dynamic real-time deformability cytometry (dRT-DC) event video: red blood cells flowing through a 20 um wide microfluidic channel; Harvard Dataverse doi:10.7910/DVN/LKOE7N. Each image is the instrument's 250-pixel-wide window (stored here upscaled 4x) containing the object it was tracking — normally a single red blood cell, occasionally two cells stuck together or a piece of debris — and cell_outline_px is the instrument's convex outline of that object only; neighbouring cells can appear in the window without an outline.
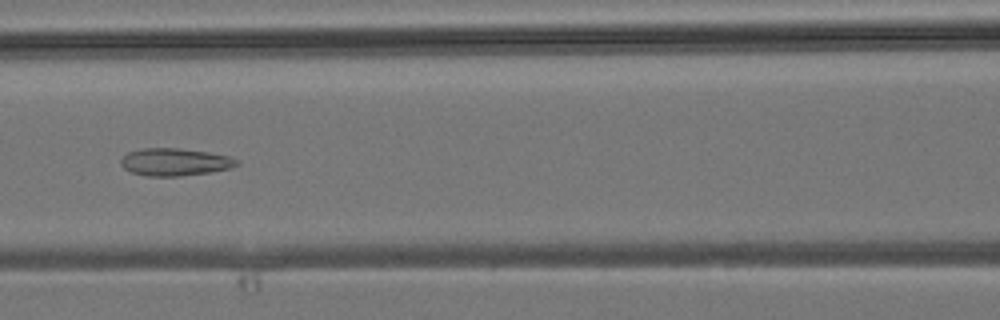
{"species": "common noctule bat (a hibernating species)", "species_latin": "Nyctalus noctula", "temperature_condition": "room temperature", "stored_images_in_passage": 42, "camera_frame_rate_fps": 3000, "um_per_image_px": 0.085, "animal": {"sex": "male", "body_mass_g": 19.2, "forearm_length_mm": 51.8}, "frame": {"image": 1, "passage_image": 18, "time_ms": 5.667, "image_size_px": [1000, 320], "cell_outline_px": [[240, 164], [228, 168], [212, 172], [180, 176], [148, 176], [132, 172], [124, 168], [120, 164], [120, 160], [128, 152], [144, 148], [180, 148], [208, 152], [228, 156], [240, 160]], "centroid_in_image_um": [14.88, 13.77], "position_along_channel_um": 151.7, "area_um2": 18.55}}
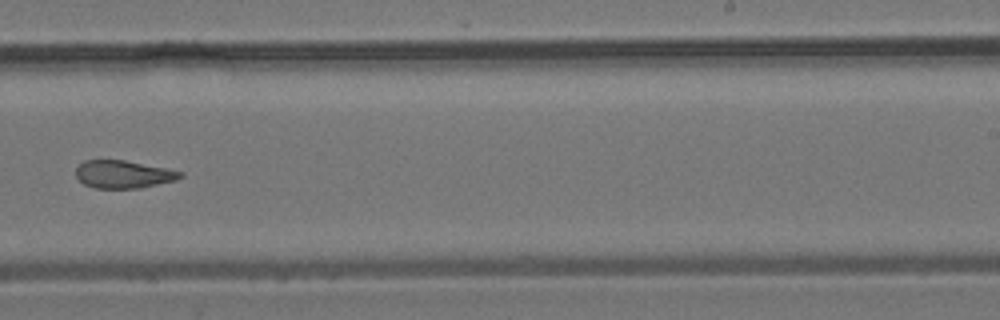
{"frame": {"image": 2, "passage_image": 26, "time_ms": 8.333, "image_size_px": [1000, 320], "cell_outline_px": [[184, 176], [176, 180], [140, 188], [96, 188], [84, 184], [76, 176], [76, 168], [84, 160], [124, 160], [184, 172]], "centroid_in_image_um": [10.49, 14.82], "position_along_channel_um": 278.5, "area_um2": 16.76}}
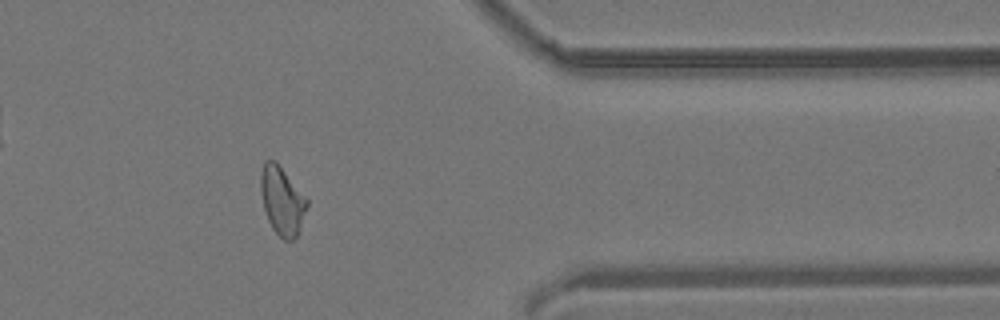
{"frame": {"image": 3, "passage_image": 34, "time_ms": 11.0, "image_size_px": [1000, 320], "cell_outline_px": [[308, 204], [296, 236], [292, 240], [284, 240], [272, 228], [268, 220], [264, 208], [260, 188], [260, 172], [264, 160], [276, 160], [308, 200]], "centroid_in_image_um": [23.95, 17.01], "position_along_channel_um": 387.5, "area_um2": 18.21}}